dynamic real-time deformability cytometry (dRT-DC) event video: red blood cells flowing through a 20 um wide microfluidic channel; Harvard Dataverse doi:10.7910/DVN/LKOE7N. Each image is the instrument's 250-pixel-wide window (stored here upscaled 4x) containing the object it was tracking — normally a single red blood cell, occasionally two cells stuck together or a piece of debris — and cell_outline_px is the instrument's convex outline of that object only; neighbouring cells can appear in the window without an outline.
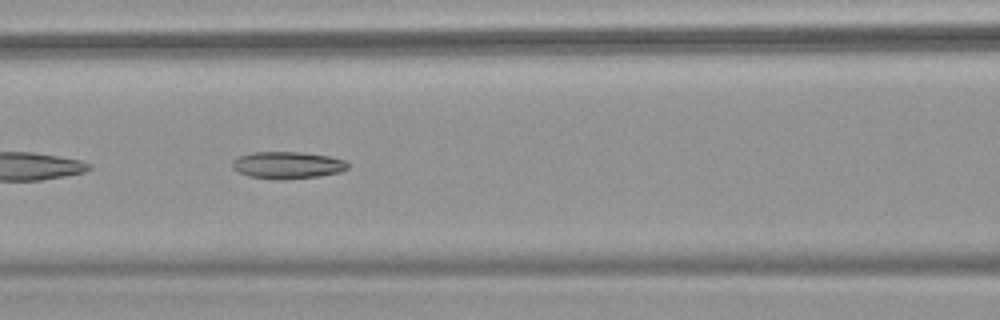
{"species": "common noctule bat (a hibernating species)", "species_latin": "Nyctalus noctula", "temperature_condition": "warm", "stored_images_in_passage": 35, "camera_frame_rate_fps": 3000, "um_per_image_px": 0.085, "animal": {"sex": "female", "body_mass_g": 18.4}, "frame": {"image": 1, "passage_image": 6, "time_ms": 1.667, "image_size_px": [1000, 320], "cell_outline_px": [[348, 168], [340, 172], [320, 176], [272, 180], [248, 176], [232, 168], [232, 160], [240, 156], [252, 152], [300, 152], [328, 156], [344, 160], [348, 164]], "centroid_in_image_um": [24.41, 14.04], "position_along_channel_um": 142.2, "area_um2": 18.15}}